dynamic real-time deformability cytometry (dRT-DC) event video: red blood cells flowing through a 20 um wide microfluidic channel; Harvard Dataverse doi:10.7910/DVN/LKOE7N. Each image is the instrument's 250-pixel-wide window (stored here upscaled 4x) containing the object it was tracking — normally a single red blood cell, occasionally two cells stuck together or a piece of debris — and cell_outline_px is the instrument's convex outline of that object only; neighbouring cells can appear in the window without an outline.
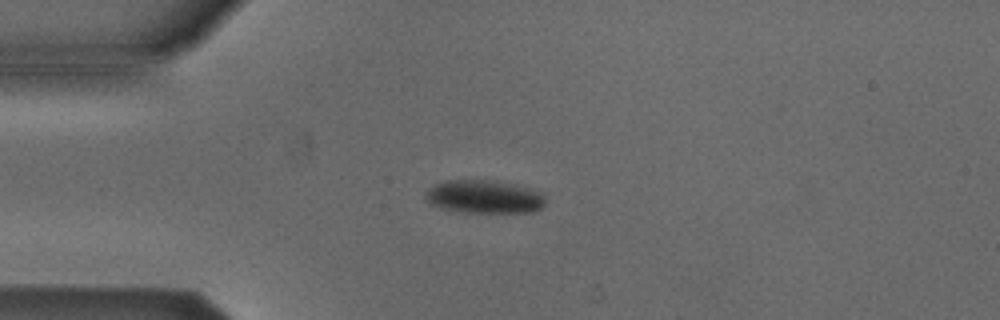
{"species": "Egyptian fruit bat (a non-hibernating species)", "species_latin": "Rousettus aegyptiacus", "temperature_condition": "cold", "stored_images_in_passage": 3, "camera_frame_rate_fps": 3000, "um_per_image_px": 0.085, "animal": {"sex": "male"}, "frame": {"image": 1, "passage_image": 1, "time_ms": 0.0, "image_size_px": [1000, 320], "cell_outline_px": [[544, 204], [540, 208], [532, 212], [468, 212], [440, 208], [424, 200], [424, 192], [428, 188], [444, 180], [496, 180], [544, 192]], "centroid_in_image_um": [41.12, 16.71], "position_along_channel_um": 43.9, "area_um2": 23.29}}
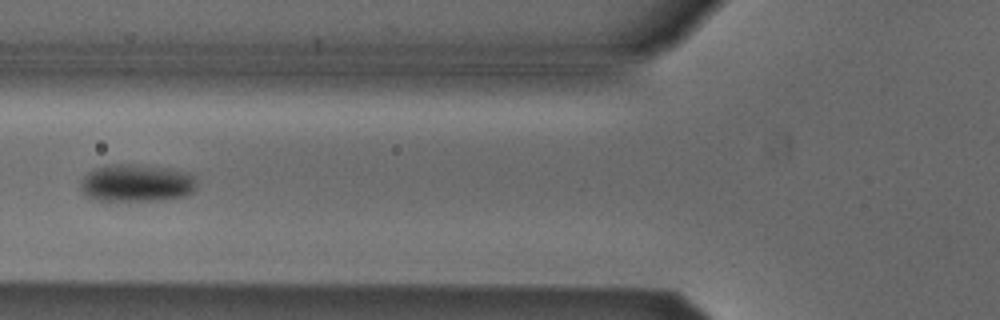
{"frame": {"image": 2, "passage_image": 3, "time_ms": 0.667, "image_size_px": [1000, 320], "cell_outline_px": [[196, 188], [192, 192], [184, 196], [164, 200], [96, 200], [80, 192], [80, 184], [84, 176], [88, 172], [96, 168], [108, 164], [148, 164], [172, 168], [188, 172], [196, 176]], "centroid_in_image_um": [11.64, 15.53], "position_along_channel_um": 114.2, "area_um2": 25.89}}